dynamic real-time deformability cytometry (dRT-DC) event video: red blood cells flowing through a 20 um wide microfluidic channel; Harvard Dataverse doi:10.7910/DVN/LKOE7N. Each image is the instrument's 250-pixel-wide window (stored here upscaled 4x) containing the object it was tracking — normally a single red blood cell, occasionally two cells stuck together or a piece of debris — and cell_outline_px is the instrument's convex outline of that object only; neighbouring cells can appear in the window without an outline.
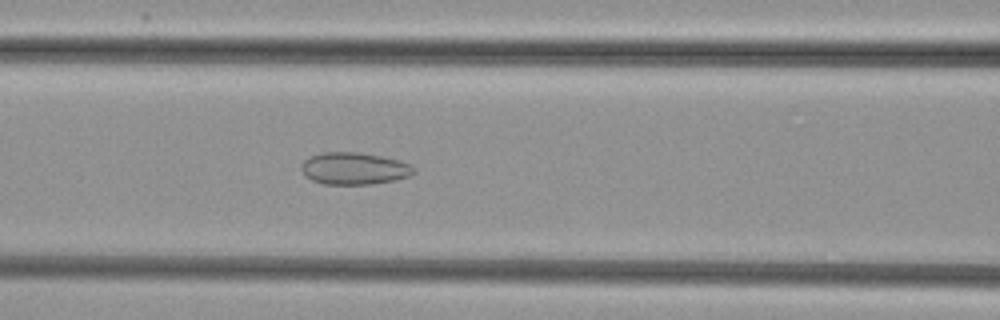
{"species": "common noctule bat (a hibernating species)", "species_latin": "Nyctalus noctula", "temperature_condition": "cold", "stored_images_in_passage": 52, "camera_frame_rate_fps": 3000, "um_per_image_px": 0.085, "animal": {"sex": "female", "body_mass_g": 29.2, "forearm_length_mm": 56.3}, "frame": {"image": 1, "passage_image": 22, "time_ms": 7.0, "image_size_px": [1000, 320], "cell_outline_px": [[416, 172], [408, 176], [392, 180], [372, 184], [324, 184], [312, 180], [304, 176], [300, 168], [300, 164], [308, 156], [324, 152], [356, 152], [380, 156], [400, 160], [412, 164], [416, 168]], "centroid_in_image_um": [30.08, 14.31], "position_along_channel_um": 136.5, "area_um2": 21.21}}
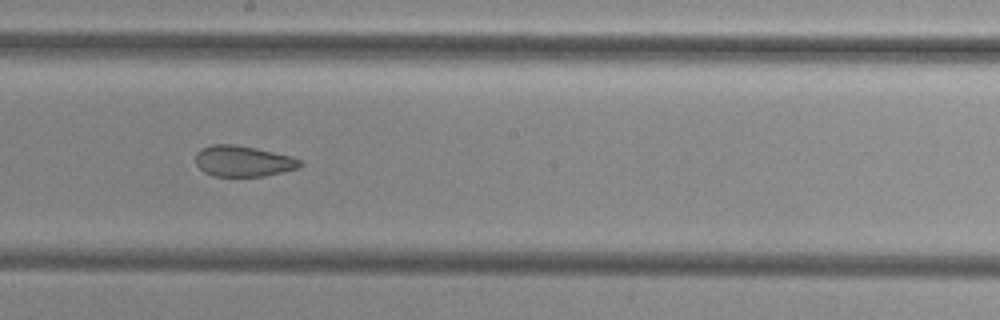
{"frame": {"image": 2, "passage_image": 29, "time_ms": 9.333, "image_size_px": [1000, 320], "cell_outline_px": [[304, 164], [300, 168], [264, 176], [212, 176], [204, 172], [196, 164], [196, 152], [200, 148], [212, 144], [236, 144], [256, 148], [292, 156], [300, 160]], "centroid_in_image_um": [20.67, 13.69], "position_along_channel_um": 227.5, "area_um2": 19.02}}
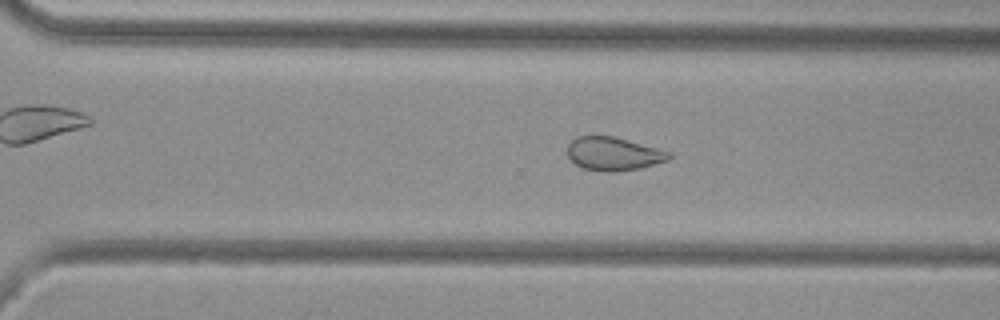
{"frame": {"image": 3, "passage_image": 36, "time_ms": 11.667, "image_size_px": [1000, 320], "cell_outline_px": [[672, 156], [668, 160], [640, 168], [616, 172], [604, 172], [584, 168], [576, 164], [568, 156], [568, 144], [576, 136], [612, 136], [628, 140], [672, 152]], "centroid_in_image_um": [52.16, 13.07], "position_along_channel_um": 318.4, "area_um2": 19.71}}